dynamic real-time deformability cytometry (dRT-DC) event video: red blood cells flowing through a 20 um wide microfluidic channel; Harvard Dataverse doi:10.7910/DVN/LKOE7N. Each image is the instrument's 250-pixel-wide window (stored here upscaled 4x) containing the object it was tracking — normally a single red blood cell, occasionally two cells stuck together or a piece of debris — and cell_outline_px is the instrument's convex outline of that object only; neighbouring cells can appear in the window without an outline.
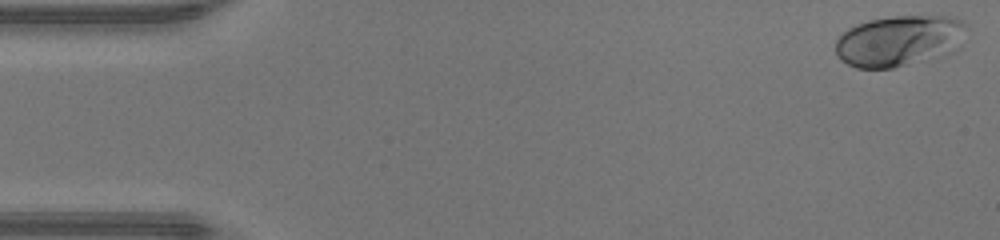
{"species": "human", "species_latin": "Homo sapiens", "temperature_condition": "warm", "stored_images_in_passage": 47, "camera_frame_rate_fps": 3000, "um_per_image_px": 0.085, "donor": {"sex": "male"}, "frame": {"image": 1, "passage_image": 1, "time_ms": 0.0, "image_size_px": [1000, 240], "cell_outline_px": [[968, 28], [960, 48], [952, 52], [892, 68], [856, 68], [840, 60], [836, 52], [836, 40], [848, 28], [856, 24], [868, 20], [892, 16], [956, 16], [964, 20]], "centroid_in_image_um": [76.48, 3.44], "position_along_channel_um": 8.5, "area_um2": 39.19}}
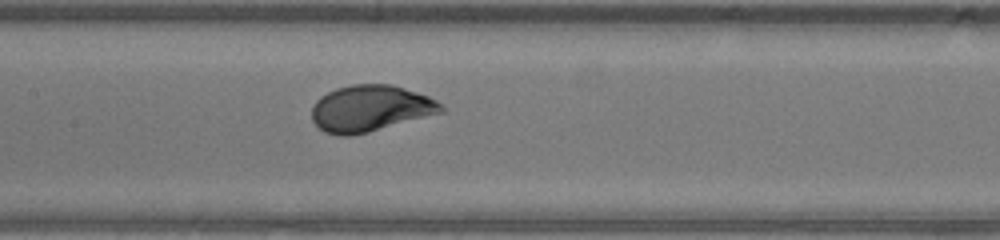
{"frame": {"image": 2, "passage_image": 22, "time_ms": 7.0, "image_size_px": [1000, 240], "cell_outline_px": [[444, 112], [368, 132], [348, 136], [340, 136], [324, 132], [312, 120], [312, 104], [320, 96], [336, 88], [352, 84], [392, 84], [428, 96], [436, 100], [444, 108]], "centroid_in_image_um": [31.46, 9.21], "position_along_channel_um": 175.9, "area_um2": 34.91}}
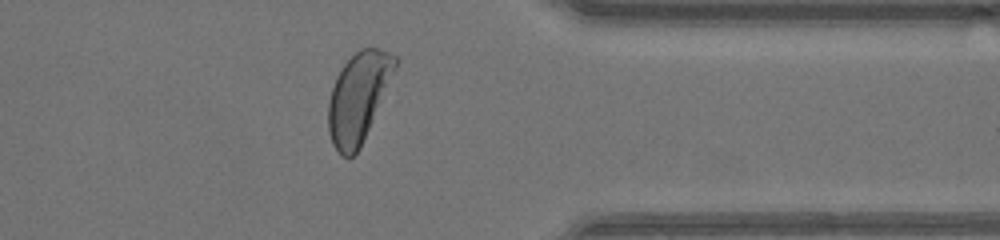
{"frame": {"image": 3, "passage_image": 37, "time_ms": 12.0, "image_size_px": [1000, 240], "cell_outline_px": [[400, 60], [360, 148], [352, 156], [340, 156], [332, 144], [328, 132], [328, 100], [336, 76], [344, 64], [360, 48], [376, 48], [388, 52], [396, 56]], "centroid_in_image_um": [30.45, 8.27], "position_along_channel_um": 380.9, "area_um2": 34.74}, "authors_computed_cell_mechanics": {"area_um2": 34.7378, "velocity_mm_per_s": 4.3515, "shape_relaxation_time_tau1_ms": 2.1229, "shape_relaxation_time_tau2_ms": null, "deformation_change_tau1": 0.152, "deformation_change_tau2": null}}